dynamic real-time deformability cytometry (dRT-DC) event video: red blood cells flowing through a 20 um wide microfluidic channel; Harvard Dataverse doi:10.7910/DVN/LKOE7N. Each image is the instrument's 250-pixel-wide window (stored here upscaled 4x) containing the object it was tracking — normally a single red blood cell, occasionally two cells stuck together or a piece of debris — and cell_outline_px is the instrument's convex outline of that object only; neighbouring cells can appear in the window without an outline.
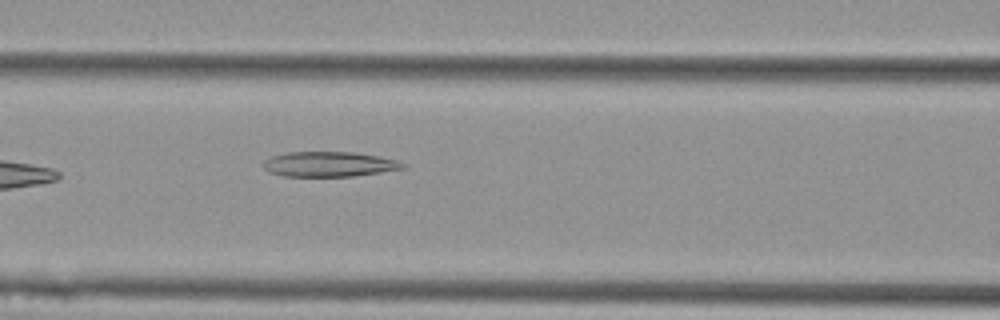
{"species": "Egyptian fruit bat (a non-hibernating species)", "species_latin": "Rousettus aegyptiacus", "temperature_condition": "cold", "stored_images_in_passage": 3, "camera_frame_rate_fps": 3000, "um_per_image_px": 0.085, "animal": {"sex": "female"}, "frame": {"image": 1, "passage_image": 3, "time_ms": 0.667, "image_size_px": [1000, 320], "cell_outline_px": [[408, 164], [404, 168], [380, 172], [352, 176], [284, 176], [268, 172], [264, 168], [264, 160], [272, 156], [288, 152], [356, 152], [380, 156], [396, 160]], "centroid_in_image_um": [27.99, 13.95], "position_along_channel_um": 138.6, "area_um2": 20.35}}